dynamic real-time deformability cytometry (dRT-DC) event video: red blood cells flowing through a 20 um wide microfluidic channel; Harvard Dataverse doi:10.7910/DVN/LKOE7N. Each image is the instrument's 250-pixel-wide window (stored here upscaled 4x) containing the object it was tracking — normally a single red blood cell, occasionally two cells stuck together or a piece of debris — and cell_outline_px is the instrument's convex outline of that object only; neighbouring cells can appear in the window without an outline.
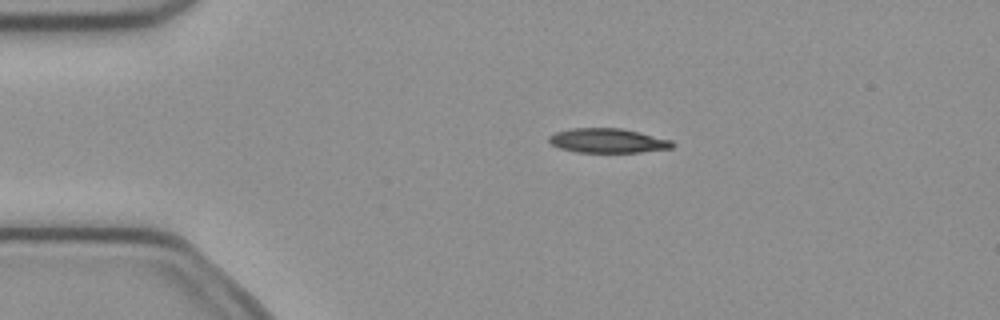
{"species": "common noctule bat (a hibernating species)", "species_latin": "Nyctalus noctula", "temperature_condition": "cold", "stored_images_in_passage": 3, "camera_frame_rate_fps": 3000, "um_per_image_px": 0.085, "animal": {"sex": "female", "body_mass_g": 21.9}, "frame": {"image": 1, "passage_image": 2, "time_ms": 0.333, "image_size_px": [1000, 320], "cell_outline_px": [[676, 144], [672, 148], [640, 152], [576, 152], [560, 148], [552, 144], [548, 140], [548, 136], [556, 132], [572, 128], [620, 128], [640, 132], [672, 140]], "centroid_in_image_um": [51.68, 11.95], "position_along_channel_um": 33.3, "area_um2": 17.57}}